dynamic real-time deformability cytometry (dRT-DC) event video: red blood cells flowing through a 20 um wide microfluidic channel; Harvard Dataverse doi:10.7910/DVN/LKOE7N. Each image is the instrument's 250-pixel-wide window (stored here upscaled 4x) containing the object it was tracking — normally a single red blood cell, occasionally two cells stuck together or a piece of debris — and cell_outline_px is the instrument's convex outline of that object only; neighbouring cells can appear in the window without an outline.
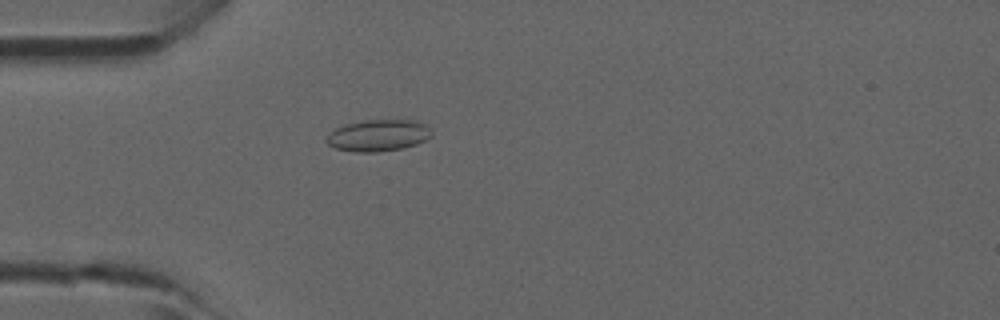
{"species": "common noctule bat (a hibernating species)", "species_latin": "Nyctalus noctula", "temperature_condition": "room temperature", "stored_images_in_passage": 34, "camera_frame_rate_fps": 3000, "um_per_image_px": 0.085, "animal": {"sex": "male", "forearm_length_mm": 52.5}, "frame": {"image": 1, "passage_image": 1, "time_ms": 0.0, "image_size_px": [1000, 320], "cell_outline_px": [[432, 136], [416, 144], [404, 148], [376, 152], [352, 152], [336, 148], [328, 144], [324, 140], [336, 128], [344, 124], [364, 120], [416, 120], [424, 124], [432, 132]], "centroid_in_image_um": [32.14, 11.51], "position_along_channel_um": 52.9, "area_um2": 19.36}}
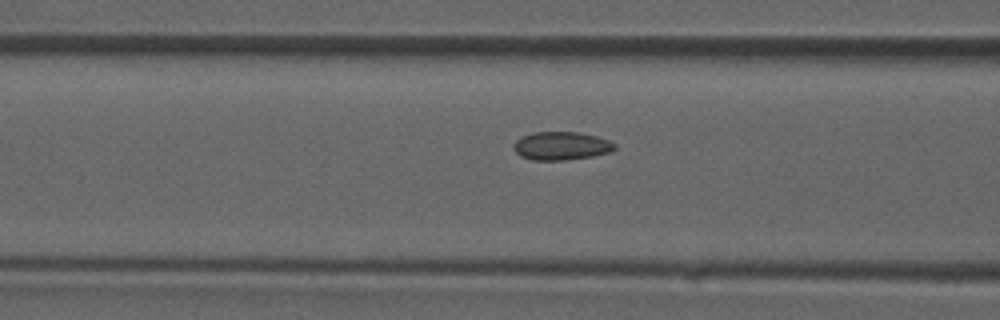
{"frame": {"image": 2, "passage_image": 6, "time_ms": 1.667, "image_size_px": [1000, 320], "cell_outline_px": [[616, 148], [612, 152], [592, 156], [568, 160], [532, 160], [520, 156], [512, 148], [512, 144], [516, 140], [532, 132], [580, 132], [596, 136], [608, 140], [616, 144]], "centroid_in_image_um": [47.71, 12.4], "position_along_channel_um": 118.9, "area_um2": 16.82}}
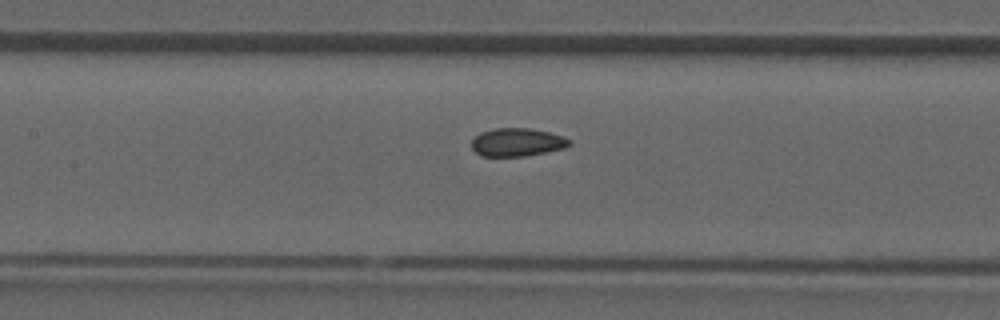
{"frame": {"image": 3, "passage_image": 9, "time_ms": 2.667, "image_size_px": [1000, 320], "cell_outline_px": [[572, 144], [564, 148], [524, 156], [480, 156], [472, 148], [472, 140], [480, 132], [496, 128], [528, 128], [548, 132], [564, 136], [572, 140]], "centroid_in_image_um": [43.97, 12.09], "position_along_channel_um": 163.4, "area_um2": 16.01}}